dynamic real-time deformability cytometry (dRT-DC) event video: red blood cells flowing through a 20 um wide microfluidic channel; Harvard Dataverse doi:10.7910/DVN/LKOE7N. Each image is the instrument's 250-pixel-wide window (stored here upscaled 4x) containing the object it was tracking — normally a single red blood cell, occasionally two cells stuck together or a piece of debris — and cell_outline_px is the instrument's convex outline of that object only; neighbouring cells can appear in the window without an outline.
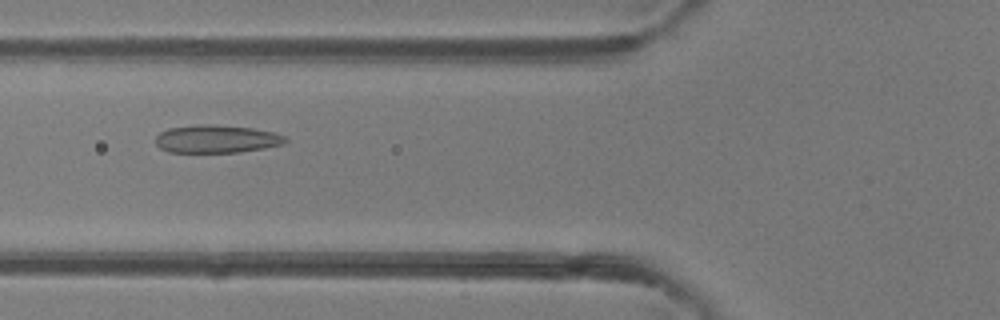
{"species": "common noctule bat (a hibernating species)", "species_latin": "Nyctalus noctula", "temperature_condition": "room temperature", "stored_images_in_passage": 47, "camera_frame_rate_fps": 3000, "um_per_image_px": 0.085, "animal": {"sex": "female"}, "frame": {"image": 1, "passage_image": 18, "time_ms": 5.667, "image_size_px": [1000, 320], "cell_outline_px": [[288, 140], [284, 144], [264, 148], [240, 152], [168, 152], [160, 148], [156, 144], [156, 136], [160, 132], [168, 128], [204, 124], [212, 124], [252, 128], [272, 132], [284, 136]], "centroid_in_image_um": [18.39, 11.81], "position_along_channel_um": 107.4, "area_um2": 21.04}}
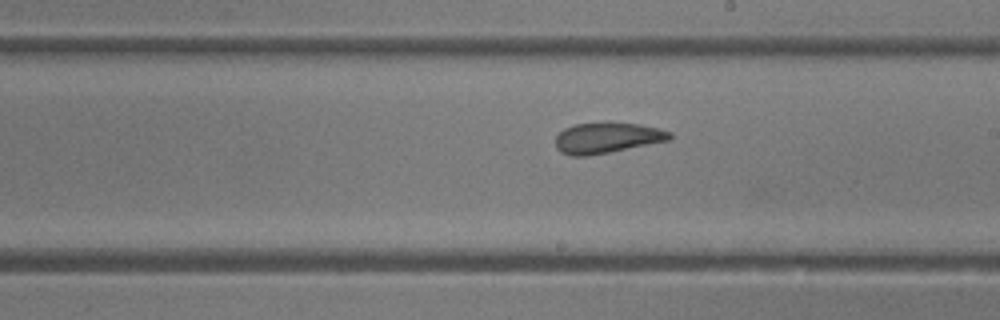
{"frame": {"image": 2, "passage_image": 27, "time_ms": 8.667, "image_size_px": [1000, 320], "cell_outline_px": [[672, 140], [588, 156], [572, 156], [560, 152], [556, 148], [556, 136], [564, 128], [576, 124], [640, 124], [660, 128], [672, 132]], "centroid_in_image_um": [51.63, 11.74], "position_along_channel_um": 237.4, "area_um2": 20.17}}
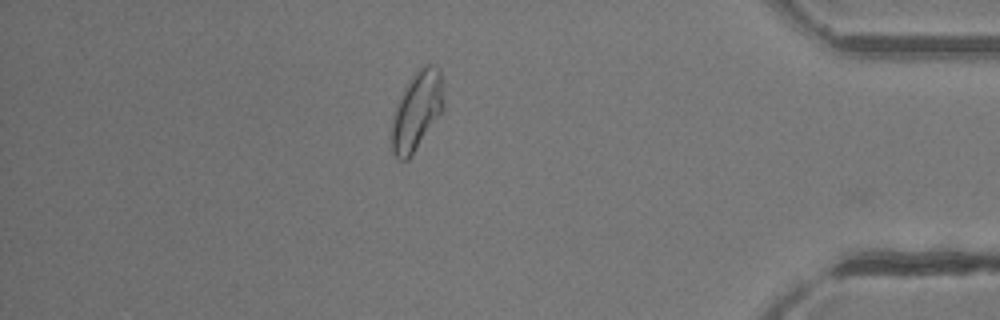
{"frame": {"image": 3, "passage_image": 41, "time_ms": 13.333, "image_size_px": [1000, 320], "cell_outline_px": [[444, 108], [408, 160], [400, 160], [392, 152], [392, 116], [396, 104], [408, 80], [424, 64], [432, 64], [440, 68], [444, 104]], "centroid_in_image_um": [35.42, 9.39], "position_along_channel_um": 399.8, "area_um2": 23.64}, "authors_computed_cell_mechanics": {"area_um2": 22.7154, "velocity_mm_per_s": 4.3287, "shape_relaxation_time_tau1_ms": null, "shape_relaxation_time_tau2_ms": 1.5347, "deformation_change_tau1": null, "deformation_change_tau2": 0.0878}}